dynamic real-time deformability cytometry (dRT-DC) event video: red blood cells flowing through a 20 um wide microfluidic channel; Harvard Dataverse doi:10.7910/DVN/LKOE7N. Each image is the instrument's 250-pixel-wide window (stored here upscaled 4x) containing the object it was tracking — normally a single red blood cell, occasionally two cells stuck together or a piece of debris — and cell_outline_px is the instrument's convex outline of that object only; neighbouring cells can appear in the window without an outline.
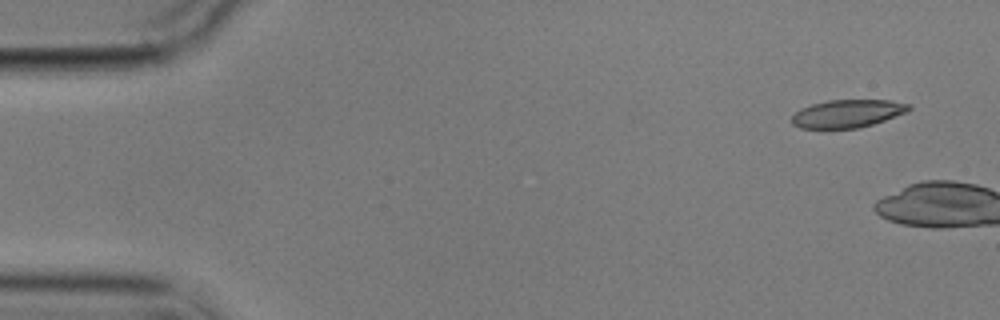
{"species": "common noctule bat (a hibernating species)", "species_latin": "Nyctalus noctula", "temperature_condition": "cold", "stored_images_in_passage": 5, "camera_frame_rate_fps": 3000, "um_per_image_px": 0.085, "animal": {"sex": "male", "body_mass_g": 17.9}, "frame": {"image": 1, "passage_image": 1, "time_ms": 0.0, "image_size_px": [1000, 320], "cell_outline_px": [[912, 108], [908, 112], [872, 124], [856, 128], [800, 128], [792, 124], [792, 116], [800, 108], [812, 104], [828, 100], [888, 100], [912, 104]], "centroid_in_image_um": [72.05, 9.64], "position_along_channel_um": 12.9, "area_um2": 19.02}}